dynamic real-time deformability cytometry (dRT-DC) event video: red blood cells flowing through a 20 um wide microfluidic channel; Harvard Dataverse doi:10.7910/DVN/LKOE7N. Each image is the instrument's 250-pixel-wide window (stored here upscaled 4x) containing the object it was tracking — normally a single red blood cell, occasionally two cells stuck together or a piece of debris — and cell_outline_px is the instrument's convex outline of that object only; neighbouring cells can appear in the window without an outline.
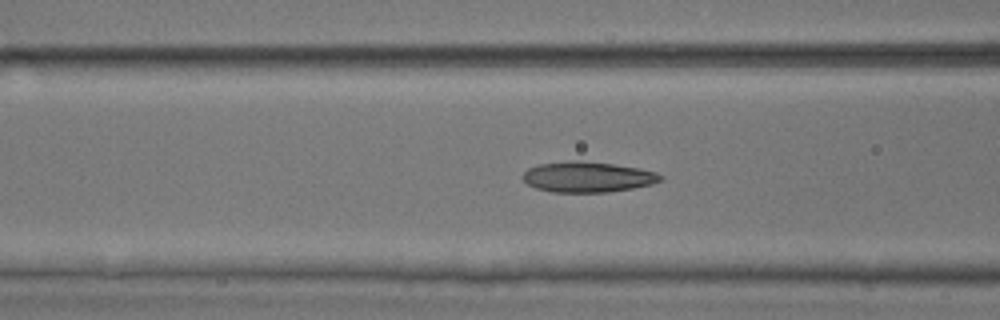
{"species": "common noctule bat (a hibernating species)", "species_latin": "Nyctalus noctula", "temperature_condition": "room temperature", "stored_images_in_passage": 41, "camera_frame_rate_fps": 3000, "um_per_image_px": 0.085, "animal": {"sex": "male", "body_mass_g": 17.9, "forearm_length_mm": 54.2}, "frame": {"image": 1, "passage_image": 20, "time_ms": 6.333, "image_size_px": [1000, 320], "cell_outline_px": [[664, 176], [660, 180], [652, 184], [632, 188], [608, 192], [552, 192], [536, 188], [528, 184], [520, 176], [528, 168], [540, 164], [568, 160], [580, 160], [612, 164], [640, 168], [656, 172]], "centroid_in_image_um": [49.93, 15.03], "position_along_channel_um": 116.7, "area_um2": 24.57}}
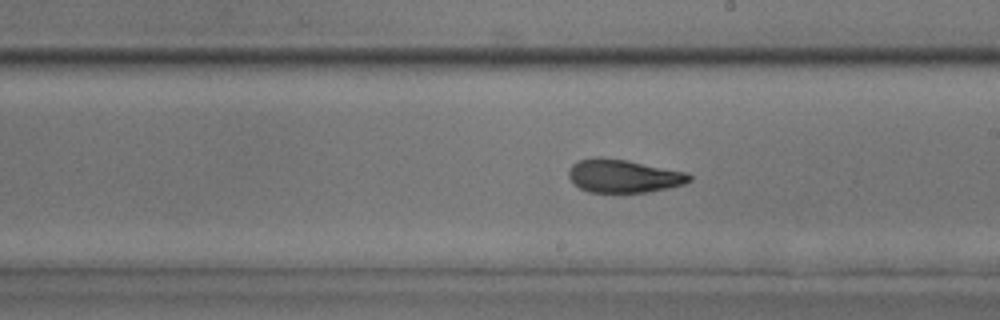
{"frame": {"image": 2, "passage_image": 29, "time_ms": 9.333, "image_size_px": [1000, 320], "cell_outline_px": [[692, 180], [684, 184], [668, 188], [648, 192], [592, 192], [580, 188], [568, 176], [568, 172], [572, 164], [580, 160], [596, 156], [600, 156], [628, 160], [688, 172], [692, 176]], "centroid_in_image_um": [53.04, 14.94], "position_along_channel_um": 236.0, "area_um2": 23.47}}
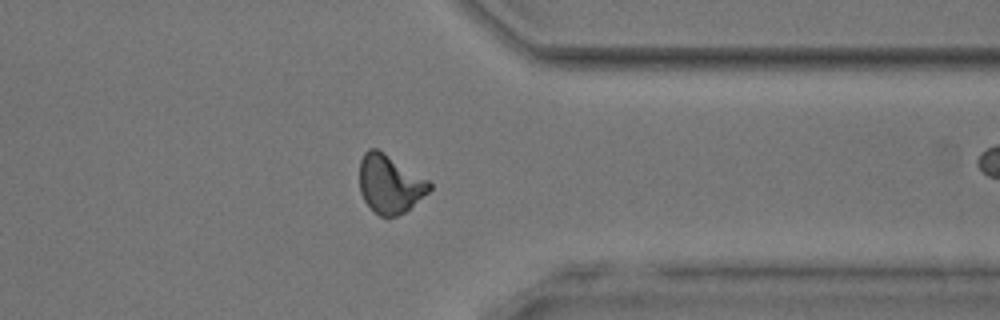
{"frame": {"image": 3, "passage_image": 40, "time_ms": 13.0, "image_size_px": [1000, 320], "cell_outline_px": [[432, 188], [428, 192], [404, 212], [396, 216], [380, 216], [372, 212], [364, 200], [360, 192], [360, 160], [364, 152], [368, 148], [376, 148], [384, 152], [428, 180], [432, 184]], "centroid_in_image_um": [33.1, 15.63], "position_along_channel_um": 378.3, "area_um2": 23.7}}